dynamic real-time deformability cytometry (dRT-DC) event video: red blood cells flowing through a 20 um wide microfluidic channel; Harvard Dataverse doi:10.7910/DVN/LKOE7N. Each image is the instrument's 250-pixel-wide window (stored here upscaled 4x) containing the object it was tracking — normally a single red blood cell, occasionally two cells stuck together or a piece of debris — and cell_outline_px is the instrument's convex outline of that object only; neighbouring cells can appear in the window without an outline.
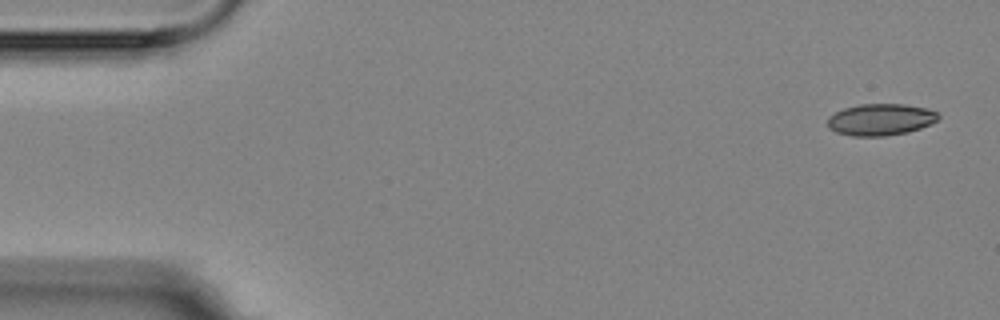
{"species": "Egyptian fruit bat (a non-hibernating species)", "species_latin": "Rousettus aegyptiacus", "temperature_condition": "room temperature", "stored_images_in_passage": 5, "camera_frame_rate_fps": 3000, "um_per_image_px": 0.085, "animal": {"sex": "female"}, "frame": {"image": 1, "passage_image": 1, "time_ms": 0.0, "image_size_px": [1000, 320], "cell_outline_px": [[940, 116], [932, 124], [908, 132], [884, 136], [852, 136], [836, 132], [828, 128], [828, 116], [844, 108], [860, 104], [904, 104], [928, 108], [936, 112]], "centroid_in_image_um": [74.85, 10.16], "position_along_channel_um": 10.1, "area_um2": 20.52}}
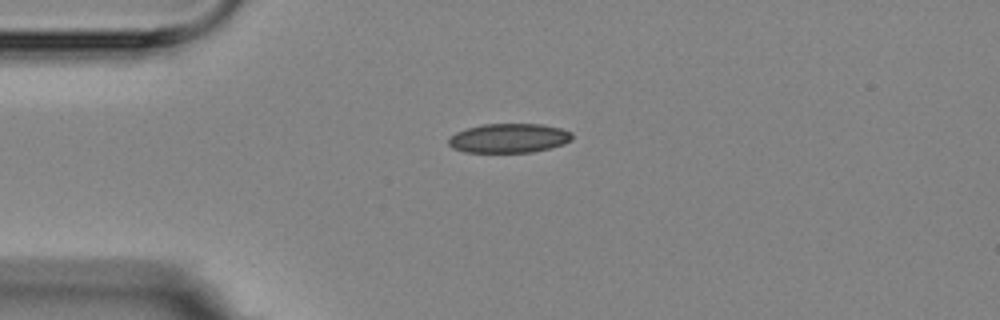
{"frame": {"image": 2, "passage_image": 4, "time_ms": 3.667, "image_size_px": [1000, 320], "cell_outline_px": [[572, 140], [564, 144], [532, 152], [464, 152], [452, 148], [448, 144], [448, 136], [456, 132], [468, 128], [484, 124], [540, 124], [560, 128], [572, 132]], "centroid_in_image_um": [43.24, 11.74], "position_along_channel_um": 41.8, "area_um2": 21.1}}